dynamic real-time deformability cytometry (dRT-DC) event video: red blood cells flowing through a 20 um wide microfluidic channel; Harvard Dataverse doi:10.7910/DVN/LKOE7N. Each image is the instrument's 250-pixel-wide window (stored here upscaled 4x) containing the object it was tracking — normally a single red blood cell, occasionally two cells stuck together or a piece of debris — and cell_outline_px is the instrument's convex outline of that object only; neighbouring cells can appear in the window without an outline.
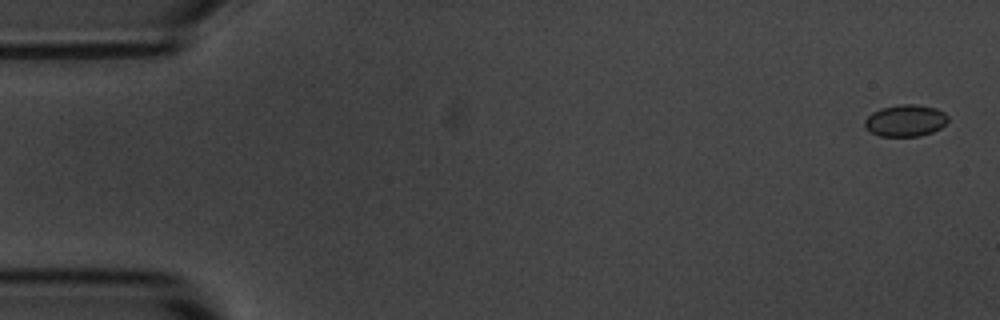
{"species": "common noctule bat (a hibernating species)", "species_latin": "Nyctalus noctula", "temperature_condition": "room temperature", "stored_images_in_passage": 5, "camera_frame_rate_fps": 3000, "um_per_image_px": 0.085, "animal": {"sex": "male", "body_mass_g": 20.1, "forearm_length_mm": 53.5}, "frame": {"image": 1, "passage_image": 1, "time_ms": 0.0, "image_size_px": [1000, 320], "cell_outline_px": [[948, 120], [940, 128], [932, 132], [920, 136], [880, 136], [872, 132], [864, 124], [864, 120], [872, 112], [880, 108], [900, 104], [912, 104], [936, 108], [944, 112], [948, 116]], "centroid_in_image_um": [76.97, 10.24], "position_along_channel_um": 8.0, "area_um2": 15.32}}